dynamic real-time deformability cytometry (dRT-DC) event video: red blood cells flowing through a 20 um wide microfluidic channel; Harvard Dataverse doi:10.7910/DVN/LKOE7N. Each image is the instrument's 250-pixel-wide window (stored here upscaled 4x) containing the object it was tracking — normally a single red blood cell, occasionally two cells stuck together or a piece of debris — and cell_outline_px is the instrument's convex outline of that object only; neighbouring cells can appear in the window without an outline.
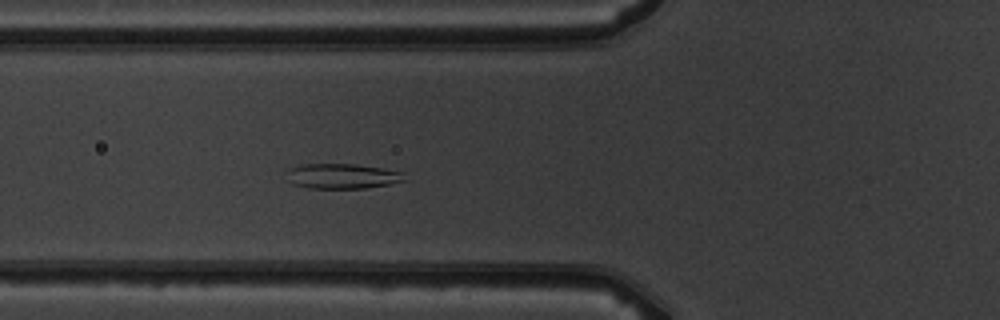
{"species": "common noctule bat (a hibernating species)", "species_latin": "Nyctalus noctula", "temperature_condition": "warm", "stored_images_in_passage": 6, "camera_frame_rate_fps": 3000, "um_per_image_px": 0.085, "animal": {"sex": "male", "body_mass_g": 19.5, "forearm_length_mm": 54.6}, "frame": {"image": 1, "passage_image": 6, "time_ms": 5.667, "image_size_px": [1000, 320], "cell_outline_px": [[408, 180], [388, 184], [364, 188], [308, 188], [292, 184], [288, 180], [288, 168], [300, 164], [356, 164], [384, 168], [404, 172]], "centroid_in_image_um": [29.11, 14.96], "position_along_channel_um": 96.7, "area_um2": 17.4}}